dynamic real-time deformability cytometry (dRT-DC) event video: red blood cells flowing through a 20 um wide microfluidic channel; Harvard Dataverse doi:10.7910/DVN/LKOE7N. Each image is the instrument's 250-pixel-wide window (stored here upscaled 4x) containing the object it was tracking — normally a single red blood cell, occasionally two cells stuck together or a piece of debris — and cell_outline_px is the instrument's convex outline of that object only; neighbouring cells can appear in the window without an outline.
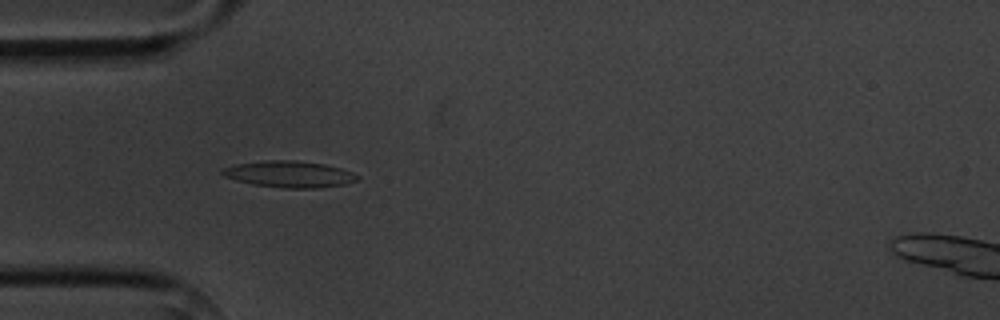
{"species": "common noctule bat (a hibernating species)", "species_latin": "Nyctalus noctula", "temperature_condition": "cold", "stored_images_in_passage": 4, "camera_frame_rate_fps": 3000, "um_per_image_px": 0.085, "animal": {"sex": "male", "body_mass_g": 20.1, "forearm_length_mm": 53.5}, "frame": {"image": 1, "passage_image": 3, "time_ms": 2.667, "image_size_px": [1000, 320], "cell_outline_px": [[360, 180], [344, 184], [320, 188], [284, 188], [252, 184], [236, 180], [224, 176], [220, 172], [224, 168], [236, 164], [268, 160], [296, 160], [324, 164], [340, 168], [352, 172], [360, 176]], "centroid_in_image_um": [24.63, 14.81], "position_along_channel_um": 60.4, "area_um2": 20.81}}
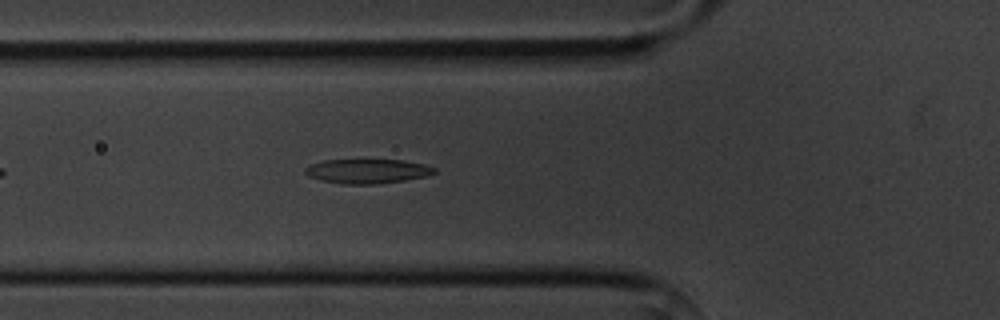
{"frame": {"image": 2, "passage_image": 4, "time_ms": 3.667, "image_size_px": [1000, 320], "cell_outline_px": [[436, 172], [428, 176], [380, 184], [340, 184], [320, 180], [308, 176], [304, 172], [304, 168], [312, 164], [324, 160], [404, 160], [424, 164], [436, 168]], "centroid_in_image_um": [31.23, 14.56], "position_along_channel_um": 94.6, "area_um2": 18.5}}